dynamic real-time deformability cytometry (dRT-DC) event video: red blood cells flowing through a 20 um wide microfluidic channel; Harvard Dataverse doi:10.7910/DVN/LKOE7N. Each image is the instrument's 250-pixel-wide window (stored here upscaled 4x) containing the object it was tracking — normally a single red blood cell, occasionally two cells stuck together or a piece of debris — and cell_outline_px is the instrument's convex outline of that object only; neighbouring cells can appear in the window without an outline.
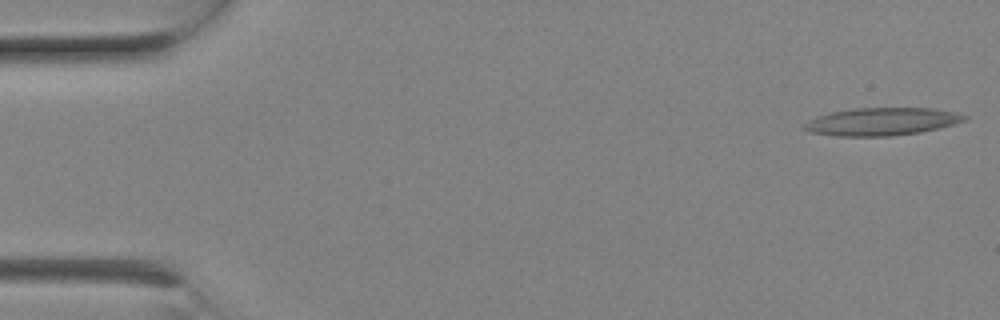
{"species": "Egyptian fruit bat (a non-hibernating species)", "species_latin": "Rousettus aegyptiacus", "temperature_condition": "room temperature", "stored_images_in_passage": 6, "camera_frame_rate_fps": 3000, "um_per_image_px": 0.085, "animal": {"sex": "female"}, "frame": {"image": 1, "passage_image": 1, "time_ms": 0.0, "image_size_px": [1000, 320], "cell_outline_px": [[968, 120], [920, 132], [892, 136], [836, 136], [812, 132], [804, 128], [804, 124], [808, 120], [816, 116], [832, 112], [852, 108], [932, 108], [960, 112], [968, 116]], "centroid_in_image_um": [74.99, 10.32], "position_along_channel_um": 10.0, "area_um2": 25.89}}
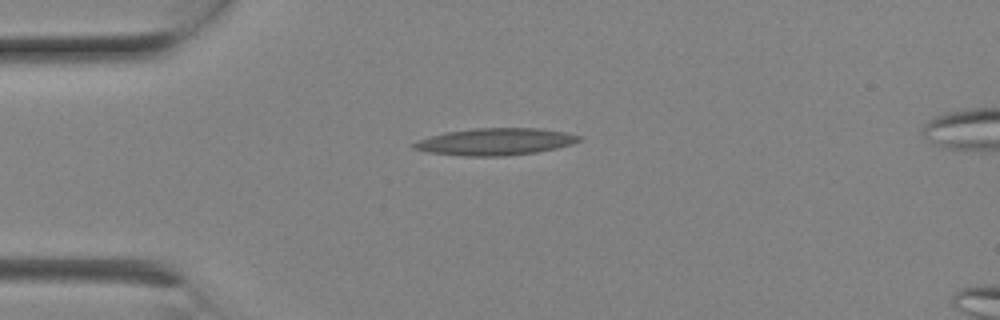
{"frame": {"image": 2, "passage_image": 5, "time_ms": 1.333, "image_size_px": [1000, 320], "cell_outline_px": [[584, 140], [572, 144], [556, 148], [536, 152], [504, 156], [464, 156], [428, 152], [412, 148], [408, 144], [416, 140], [444, 132], [472, 128], [540, 128], [564, 132], [584, 136]], "centroid_in_image_um": [42.09, 12.04], "position_along_channel_um": 42.9, "area_um2": 26.36}}